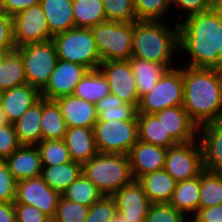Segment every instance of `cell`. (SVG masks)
<instances>
[{
	"label": "cell",
	"mask_w": 222,
	"mask_h": 222,
	"mask_svg": "<svg viewBox=\"0 0 222 222\" xmlns=\"http://www.w3.org/2000/svg\"><path fill=\"white\" fill-rule=\"evenodd\" d=\"M179 20V55L184 53L186 58L183 59H187H181L179 65L219 69L221 3L206 12Z\"/></svg>",
	"instance_id": "1"
},
{
	"label": "cell",
	"mask_w": 222,
	"mask_h": 222,
	"mask_svg": "<svg viewBox=\"0 0 222 222\" xmlns=\"http://www.w3.org/2000/svg\"><path fill=\"white\" fill-rule=\"evenodd\" d=\"M183 107L199 127L222 118V71L183 66Z\"/></svg>",
	"instance_id": "2"
},
{
	"label": "cell",
	"mask_w": 222,
	"mask_h": 222,
	"mask_svg": "<svg viewBox=\"0 0 222 222\" xmlns=\"http://www.w3.org/2000/svg\"><path fill=\"white\" fill-rule=\"evenodd\" d=\"M165 21H135L132 37V57L164 64L168 69L178 66L174 58L179 54L178 23L172 27ZM178 53V54H176ZM175 56V57H174ZM176 64L177 66L173 65ZM174 66V67H173Z\"/></svg>",
	"instance_id": "3"
},
{
	"label": "cell",
	"mask_w": 222,
	"mask_h": 222,
	"mask_svg": "<svg viewBox=\"0 0 222 222\" xmlns=\"http://www.w3.org/2000/svg\"><path fill=\"white\" fill-rule=\"evenodd\" d=\"M82 174L105 196H112L134 180L125 154L98 153L82 164Z\"/></svg>",
	"instance_id": "4"
},
{
	"label": "cell",
	"mask_w": 222,
	"mask_h": 222,
	"mask_svg": "<svg viewBox=\"0 0 222 222\" xmlns=\"http://www.w3.org/2000/svg\"><path fill=\"white\" fill-rule=\"evenodd\" d=\"M58 59L98 69L101 58L90 28L73 27L52 36Z\"/></svg>",
	"instance_id": "5"
},
{
	"label": "cell",
	"mask_w": 222,
	"mask_h": 222,
	"mask_svg": "<svg viewBox=\"0 0 222 222\" xmlns=\"http://www.w3.org/2000/svg\"><path fill=\"white\" fill-rule=\"evenodd\" d=\"M90 29L102 62L132 57L134 22L106 21Z\"/></svg>",
	"instance_id": "6"
},
{
	"label": "cell",
	"mask_w": 222,
	"mask_h": 222,
	"mask_svg": "<svg viewBox=\"0 0 222 222\" xmlns=\"http://www.w3.org/2000/svg\"><path fill=\"white\" fill-rule=\"evenodd\" d=\"M183 105V65L168 69L151 92L145 94L138 113L154 114L168 107Z\"/></svg>",
	"instance_id": "7"
},
{
	"label": "cell",
	"mask_w": 222,
	"mask_h": 222,
	"mask_svg": "<svg viewBox=\"0 0 222 222\" xmlns=\"http://www.w3.org/2000/svg\"><path fill=\"white\" fill-rule=\"evenodd\" d=\"M94 137L99 153L127 155L138 141L137 120H97Z\"/></svg>",
	"instance_id": "8"
},
{
	"label": "cell",
	"mask_w": 222,
	"mask_h": 222,
	"mask_svg": "<svg viewBox=\"0 0 222 222\" xmlns=\"http://www.w3.org/2000/svg\"><path fill=\"white\" fill-rule=\"evenodd\" d=\"M17 49L22 56L27 83L41 91L47 85L58 61L54 43L48 40Z\"/></svg>",
	"instance_id": "9"
},
{
	"label": "cell",
	"mask_w": 222,
	"mask_h": 222,
	"mask_svg": "<svg viewBox=\"0 0 222 222\" xmlns=\"http://www.w3.org/2000/svg\"><path fill=\"white\" fill-rule=\"evenodd\" d=\"M164 170L176 182L199 176L204 168L202 149L198 138L167 148Z\"/></svg>",
	"instance_id": "10"
},
{
	"label": "cell",
	"mask_w": 222,
	"mask_h": 222,
	"mask_svg": "<svg viewBox=\"0 0 222 222\" xmlns=\"http://www.w3.org/2000/svg\"><path fill=\"white\" fill-rule=\"evenodd\" d=\"M16 48L52 39L41 4L23 10L13 17Z\"/></svg>",
	"instance_id": "11"
},
{
	"label": "cell",
	"mask_w": 222,
	"mask_h": 222,
	"mask_svg": "<svg viewBox=\"0 0 222 222\" xmlns=\"http://www.w3.org/2000/svg\"><path fill=\"white\" fill-rule=\"evenodd\" d=\"M60 196L59 192L51 189L39 176L16 182V197L13 203L35 206L52 220Z\"/></svg>",
	"instance_id": "12"
},
{
	"label": "cell",
	"mask_w": 222,
	"mask_h": 222,
	"mask_svg": "<svg viewBox=\"0 0 222 222\" xmlns=\"http://www.w3.org/2000/svg\"><path fill=\"white\" fill-rule=\"evenodd\" d=\"M99 69L107 79L110 94L138 108L140 97L136 88L135 77L130 61L118 60L101 62Z\"/></svg>",
	"instance_id": "13"
},
{
	"label": "cell",
	"mask_w": 222,
	"mask_h": 222,
	"mask_svg": "<svg viewBox=\"0 0 222 222\" xmlns=\"http://www.w3.org/2000/svg\"><path fill=\"white\" fill-rule=\"evenodd\" d=\"M88 71L82 64L58 59L47 85L41 90V97L56 100L72 95L75 86Z\"/></svg>",
	"instance_id": "14"
},
{
	"label": "cell",
	"mask_w": 222,
	"mask_h": 222,
	"mask_svg": "<svg viewBox=\"0 0 222 222\" xmlns=\"http://www.w3.org/2000/svg\"><path fill=\"white\" fill-rule=\"evenodd\" d=\"M112 197L116 203L117 212L126 220L131 222L145 221L152 203L137 180L122 187Z\"/></svg>",
	"instance_id": "15"
},
{
	"label": "cell",
	"mask_w": 222,
	"mask_h": 222,
	"mask_svg": "<svg viewBox=\"0 0 222 222\" xmlns=\"http://www.w3.org/2000/svg\"><path fill=\"white\" fill-rule=\"evenodd\" d=\"M166 154L167 148L138 140L127 154L134 180L145 174L164 169Z\"/></svg>",
	"instance_id": "16"
},
{
	"label": "cell",
	"mask_w": 222,
	"mask_h": 222,
	"mask_svg": "<svg viewBox=\"0 0 222 222\" xmlns=\"http://www.w3.org/2000/svg\"><path fill=\"white\" fill-rule=\"evenodd\" d=\"M197 138L202 149L203 168L222 174V124H202L198 127Z\"/></svg>",
	"instance_id": "17"
},
{
	"label": "cell",
	"mask_w": 222,
	"mask_h": 222,
	"mask_svg": "<svg viewBox=\"0 0 222 222\" xmlns=\"http://www.w3.org/2000/svg\"><path fill=\"white\" fill-rule=\"evenodd\" d=\"M154 115L177 143H186L197 139L198 126L190 119L183 105L165 108Z\"/></svg>",
	"instance_id": "18"
},
{
	"label": "cell",
	"mask_w": 222,
	"mask_h": 222,
	"mask_svg": "<svg viewBox=\"0 0 222 222\" xmlns=\"http://www.w3.org/2000/svg\"><path fill=\"white\" fill-rule=\"evenodd\" d=\"M67 127L93 128L98 120L96 106L75 95L60 97L55 100Z\"/></svg>",
	"instance_id": "19"
},
{
	"label": "cell",
	"mask_w": 222,
	"mask_h": 222,
	"mask_svg": "<svg viewBox=\"0 0 222 222\" xmlns=\"http://www.w3.org/2000/svg\"><path fill=\"white\" fill-rule=\"evenodd\" d=\"M40 98L41 91L28 83L5 90L1 107L7 121L15 123Z\"/></svg>",
	"instance_id": "20"
},
{
	"label": "cell",
	"mask_w": 222,
	"mask_h": 222,
	"mask_svg": "<svg viewBox=\"0 0 222 222\" xmlns=\"http://www.w3.org/2000/svg\"><path fill=\"white\" fill-rule=\"evenodd\" d=\"M4 162L16 181L36 178L42 174V163L36 145H21Z\"/></svg>",
	"instance_id": "21"
},
{
	"label": "cell",
	"mask_w": 222,
	"mask_h": 222,
	"mask_svg": "<svg viewBox=\"0 0 222 222\" xmlns=\"http://www.w3.org/2000/svg\"><path fill=\"white\" fill-rule=\"evenodd\" d=\"M64 142L72 161L83 164L97 155L94 129L87 127H67Z\"/></svg>",
	"instance_id": "22"
},
{
	"label": "cell",
	"mask_w": 222,
	"mask_h": 222,
	"mask_svg": "<svg viewBox=\"0 0 222 222\" xmlns=\"http://www.w3.org/2000/svg\"><path fill=\"white\" fill-rule=\"evenodd\" d=\"M40 4L52 36L74 27L73 0H41Z\"/></svg>",
	"instance_id": "23"
},
{
	"label": "cell",
	"mask_w": 222,
	"mask_h": 222,
	"mask_svg": "<svg viewBox=\"0 0 222 222\" xmlns=\"http://www.w3.org/2000/svg\"><path fill=\"white\" fill-rule=\"evenodd\" d=\"M151 203H169L176 181L164 170L145 174L137 179Z\"/></svg>",
	"instance_id": "24"
},
{
	"label": "cell",
	"mask_w": 222,
	"mask_h": 222,
	"mask_svg": "<svg viewBox=\"0 0 222 222\" xmlns=\"http://www.w3.org/2000/svg\"><path fill=\"white\" fill-rule=\"evenodd\" d=\"M42 97L13 123L20 145H37L42 140Z\"/></svg>",
	"instance_id": "25"
},
{
	"label": "cell",
	"mask_w": 222,
	"mask_h": 222,
	"mask_svg": "<svg viewBox=\"0 0 222 222\" xmlns=\"http://www.w3.org/2000/svg\"><path fill=\"white\" fill-rule=\"evenodd\" d=\"M137 123L138 140L163 148L178 144L154 114L138 113Z\"/></svg>",
	"instance_id": "26"
},
{
	"label": "cell",
	"mask_w": 222,
	"mask_h": 222,
	"mask_svg": "<svg viewBox=\"0 0 222 222\" xmlns=\"http://www.w3.org/2000/svg\"><path fill=\"white\" fill-rule=\"evenodd\" d=\"M129 61L140 99L145 94L151 92L160 77L168 70V68L161 63L134 57H131Z\"/></svg>",
	"instance_id": "27"
},
{
	"label": "cell",
	"mask_w": 222,
	"mask_h": 222,
	"mask_svg": "<svg viewBox=\"0 0 222 222\" xmlns=\"http://www.w3.org/2000/svg\"><path fill=\"white\" fill-rule=\"evenodd\" d=\"M200 175L189 180L176 182L170 204L191 218L199 209Z\"/></svg>",
	"instance_id": "28"
},
{
	"label": "cell",
	"mask_w": 222,
	"mask_h": 222,
	"mask_svg": "<svg viewBox=\"0 0 222 222\" xmlns=\"http://www.w3.org/2000/svg\"><path fill=\"white\" fill-rule=\"evenodd\" d=\"M81 174L82 164L71 160L64 164L42 167L41 177L51 189L62 194Z\"/></svg>",
	"instance_id": "29"
},
{
	"label": "cell",
	"mask_w": 222,
	"mask_h": 222,
	"mask_svg": "<svg viewBox=\"0 0 222 222\" xmlns=\"http://www.w3.org/2000/svg\"><path fill=\"white\" fill-rule=\"evenodd\" d=\"M27 83L20 51L15 48L4 54L0 62V89L8 90Z\"/></svg>",
	"instance_id": "30"
},
{
	"label": "cell",
	"mask_w": 222,
	"mask_h": 222,
	"mask_svg": "<svg viewBox=\"0 0 222 222\" xmlns=\"http://www.w3.org/2000/svg\"><path fill=\"white\" fill-rule=\"evenodd\" d=\"M110 94L107 79L100 69L89 70L75 86L72 95L96 104Z\"/></svg>",
	"instance_id": "31"
},
{
	"label": "cell",
	"mask_w": 222,
	"mask_h": 222,
	"mask_svg": "<svg viewBox=\"0 0 222 222\" xmlns=\"http://www.w3.org/2000/svg\"><path fill=\"white\" fill-rule=\"evenodd\" d=\"M42 140H64L66 123L55 100L42 97Z\"/></svg>",
	"instance_id": "32"
},
{
	"label": "cell",
	"mask_w": 222,
	"mask_h": 222,
	"mask_svg": "<svg viewBox=\"0 0 222 222\" xmlns=\"http://www.w3.org/2000/svg\"><path fill=\"white\" fill-rule=\"evenodd\" d=\"M98 120H137L138 108L122 101L112 94L107 95L95 104Z\"/></svg>",
	"instance_id": "33"
},
{
	"label": "cell",
	"mask_w": 222,
	"mask_h": 222,
	"mask_svg": "<svg viewBox=\"0 0 222 222\" xmlns=\"http://www.w3.org/2000/svg\"><path fill=\"white\" fill-rule=\"evenodd\" d=\"M102 0H73L74 27L91 28L106 22Z\"/></svg>",
	"instance_id": "34"
},
{
	"label": "cell",
	"mask_w": 222,
	"mask_h": 222,
	"mask_svg": "<svg viewBox=\"0 0 222 222\" xmlns=\"http://www.w3.org/2000/svg\"><path fill=\"white\" fill-rule=\"evenodd\" d=\"M222 204V174L203 170L200 173L199 209Z\"/></svg>",
	"instance_id": "35"
},
{
	"label": "cell",
	"mask_w": 222,
	"mask_h": 222,
	"mask_svg": "<svg viewBox=\"0 0 222 222\" xmlns=\"http://www.w3.org/2000/svg\"><path fill=\"white\" fill-rule=\"evenodd\" d=\"M61 195L68 200L87 207L92 206L103 196L97 187L83 174H81Z\"/></svg>",
	"instance_id": "36"
},
{
	"label": "cell",
	"mask_w": 222,
	"mask_h": 222,
	"mask_svg": "<svg viewBox=\"0 0 222 222\" xmlns=\"http://www.w3.org/2000/svg\"><path fill=\"white\" fill-rule=\"evenodd\" d=\"M134 3L137 21H166L164 18L172 10V0H134Z\"/></svg>",
	"instance_id": "37"
},
{
	"label": "cell",
	"mask_w": 222,
	"mask_h": 222,
	"mask_svg": "<svg viewBox=\"0 0 222 222\" xmlns=\"http://www.w3.org/2000/svg\"><path fill=\"white\" fill-rule=\"evenodd\" d=\"M42 167L64 164L71 161L69 150L64 140H41L37 145Z\"/></svg>",
	"instance_id": "38"
},
{
	"label": "cell",
	"mask_w": 222,
	"mask_h": 222,
	"mask_svg": "<svg viewBox=\"0 0 222 222\" xmlns=\"http://www.w3.org/2000/svg\"><path fill=\"white\" fill-rule=\"evenodd\" d=\"M107 21L135 22L134 0H102Z\"/></svg>",
	"instance_id": "39"
},
{
	"label": "cell",
	"mask_w": 222,
	"mask_h": 222,
	"mask_svg": "<svg viewBox=\"0 0 222 222\" xmlns=\"http://www.w3.org/2000/svg\"><path fill=\"white\" fill-rule=\"evenodd\" d=\"M88 212L89 207L75 203L61 195L52 222H84Z\"/></svg>",
	"instance_id": "40"
},
{
	"label": "cell",
	"mask_w": 222,
	"mask_h": 222,
	"mask_svg": "<svg viewBox=\"0 0 222 222\" xmlns=\"http://www.w3.org/2000/svg\"><path fill=\"white\" fill-rule=\"evenodd\" d=\"M187 219L170 203H152L144 222H186Z\"/></svg>",
	"instance_id": "41"
},
{
	"label": "cell",
	"mask_w": 222,
	"mask_h": 222,
	"mask_svg": "<svg viewBox=\"0 0 222 222\" xmlns=\"http://www.w3.org/2000/svg\"><path fill=\"white\" fill-rule=\"evenodd\" d=\"M116 213L114 198L103 195L89 207V212L84 222H111Z\"/></svg>",
	"instance_id": "42"
},
{
	"label": "cell",
	"mask_w": 222,
	"mask_h": 222,
	"mask_svg": "<svg viewBox=\"0 0 222 222\" xmlns=\"http://www.w3.org/2000/svg\"><path fill=\"white\" fill-rule=\"evenodd\" d=\"M220 0H172V9L176 8L181 12L182 19L194 14H199L212 9ZM185 14V15H184ZM187 14V15H186Z\"/></svg>",
	"instance_id": "43"
},
{
	"label": "cell",
	"mask_w": 222,
	"mask_h": 222,
	"mask_svg": "<svg viewBox=\"0 0 222 222\" xmlns=\"http://www.w3.org/2000/svg\"><path fill=\"white\" fill-rule=\"evenodd\" d=\"M20 146L13 124L0 126V160L4 161Z\"/></svg>",
	"instance_id": "44"
},
{
	"label": "cell",
	"mask_w": 222,
	"mask_h": 222,
	"mask_svg": "<svg viewBox=\"0 0 222 222\" xmlns=\"http://www.w3.org/2000/svg\"><path fill=\"white\" fill-rule=\"evenodd\" d=\"M16 180L8 170L7 164L0 160V202H14Z\"/></svg>",
	"instance_id": "45"
},
{
	"label": "cell",
	"mask_w": 222,
	"mask_h": 222,
	"mask_svg": "<svg viewBox=\"0 0 222 222\" xmlns=\"http://www.w3.org/2000/svg\"><path fill=\"white\" fill-rule=\"evenodd\" d=\"M16 222H52V220L37 207L25 204H14Z\"/></svg>",
	"instance_id": "46"
},
{
	"label": "cell",
	"mask_w": 222,
	"mask_h": 222,
	"mask_svg": "<svg viewBox=\"0 0 222 222\" xmlns=\"http://www.w3.org/2000/svg\"><path fill=\"white\" fill-rule=\"evenodd\" d=\"M13 17L6 14L0 16V50L15 49Z\"/></svg>",
	"instance_id": "47"
},
{
	"label": "cell",
	"mask_w": 222,
	"mask_h": 222,
	"mask_svg": "<svg viewBox=\"0 0 222 222\" xmlns=\"http://www.w3.org/2000/svg\"><path fill=\"white\" fill-rule=\"evenodd\" d=\"M41 0H1L2 11L4 14L14 17L25 9L39 4Z\"/></svg>",
	"instance_id": "48"
},
{
	"label": "cell",
	"mask_w": 222,
	"mask_h": 222,
	"mask_svg": "<svg viewBox=\"0 0 222 222\" xmlns=\"http://www.w3.org/2000/svg\"><path fill=\"white\" fill-rule=\"evenodd\" d=\"M191 218L196 222H222V204L198 209Z\"/></svg>",
	"instance_id": "49"
},
{
	"label": "cell",
	"mask_w": 222,
	"mask_h": 222,
	"mask_svg": "<svg viewBox=\"0 0 222 222\" xmlns=\"http://www.w3.org/2000/svg\"><path fill=\"white\" fill-rule=\"evenodd\" d=\"M0 222H16L13 202H0Z\"/></svg>",
	"instance_id": "50"
},
{
	"label": "cell",
	"mask_w": 222,
	"mask_h": 222,
	"mask_svg": "<svg viewBox=\"0 0 222 222\" xmlns=\"http://www.w3.org/2000/svg\"><path fill=\"white\" fill-rule=\"evenodd\" d=\"M219 51V69L222 68V4H221V28H220V49Z\"/></svg>",
	"instance_id": "51"
},
{
	"label": "cell",
	"mask_w": 222,
	"mask_h": 222,
	"mask_svg": "<svg viewBox=\"0 0 222 222\" xmlns=\"http://www.w3.org/2000/svg\"><path fill=\"white\" fill-rule=\"evenodd\" d=\"M8 123L9 122L7 121L5 113L3 112L2 107L0 105V126H3Z\"/></svg>",
	"instance_id": "52"
},
{
	"label": "cell",
	"mask_w": 222,
	"mask_h": 222,
	"mask_svg": "<svg viewBox=\"0 0 222 222\" xmlns=\"http://www.w3.org/2000/svg\"><path fill=\"white\" fill-rule=\"evenodd\" d=\"M111 222H131V221L126 220L124 217L120 215V213L117 212Z\"/></svg>",
	"instance_id": "53"
},
{
	"label": "cell",
	"mask_w": 222,
	"mask_h": 222,
	"mask_svg": "<svg viewBox=\"0 0 222 222\" xmlns=\"http://www.w3.org/2000/svg\"><path fill=\"white\" fill-rule=\"evenodd\" d=\"M8 51H11V50H0V62H1L4 54H5L6 52H8Z\"/></svg>",
	"instance_id": "54"
},
{
	"label": "cell",
	"mask_w": 222,
	"mask_h": 222,
	"mask_svg": "<svg viewBox=\"0 0 222 222\" xmlns=\"http://www.w3.org/2000/svg\"><path fill=\"white\" fill-rule=\"evenodd\" d=\"M4 90L0 89V105L3 99Z\"/></svg>",
	"instance_id": "55"
},
{
	"label": "cell",
	"mask_w": 222,
	"mask_h": 222,
	"mask_svg": "<svg viewBox=\"0 0 222 222\" xmlns=\"http://www.w3.org/2000/svg\"><path fill=\"white\" fill-rule=\"evenodd\" d=\"M186 222H196V221L193 220L192 218H188V219L186 220Z\"/></svg>",
	"instance_id": "56"
},
{
	"label": "cell",
	"mask_w": 222,
	"mask_h": 222,
	"mask_svg": "<svg viewBox=\"0 0 222 222\" xmlns=\"http://www.w3.org/2000/svg\"><path fill=\"white\" fill-rule=\"evenodd\" d=\"M3 14V11H2V6H1V0H0V16Z\"/></svg>",
	"instance_id": "57"
}]
</instances>
